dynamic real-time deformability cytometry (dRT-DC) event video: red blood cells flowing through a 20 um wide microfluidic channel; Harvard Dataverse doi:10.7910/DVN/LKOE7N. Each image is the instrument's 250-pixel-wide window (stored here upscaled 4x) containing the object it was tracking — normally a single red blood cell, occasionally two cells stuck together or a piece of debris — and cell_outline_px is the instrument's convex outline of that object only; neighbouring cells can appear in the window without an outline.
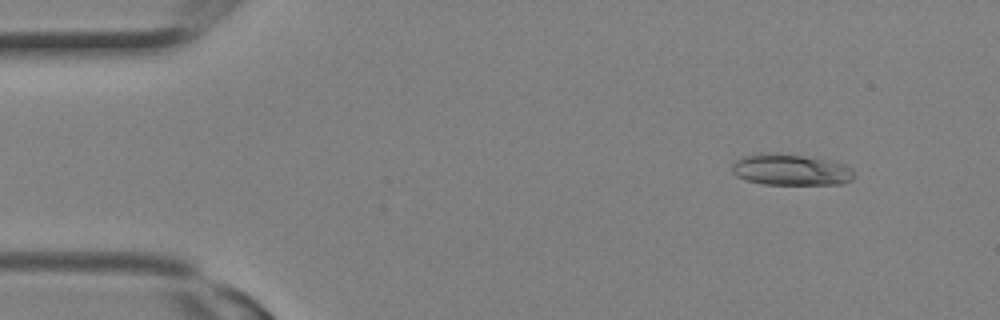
{"species": "Egyptian fruit bat (a non-hibernating species)", "species_latin": "Rousettus aegyptiacus", "temperature_condition": "room temperature", "stored_images_in_passage": 8, "camera_frame_rate_fps": 3000, "um_per_image_px": 0.085, "animal": {"sex": "female"}, "frame": {"image": 1, "passage_image": 3, "time_ms": 0.667, "image_size_px": [1000, 320], "cell_outline_px": [[852, 180], [844, 184], [764, 184], [744, 180], [736, 176], [732, 172], [732, 164], [736, 160], [744, 156], [756, 152], [780, 152], [804, 156], [844, 164], [852, 168]], "centroid_in_image_um": [67.15, 14.42], "position_along_channel_um": 17.9, "area_um2": 22.43}}
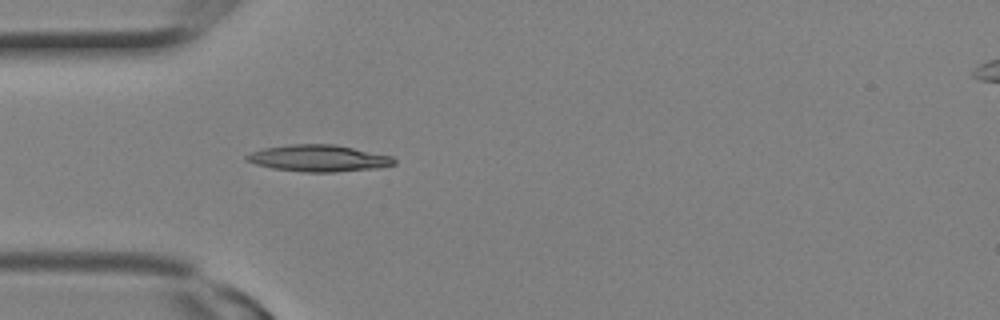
{"frame": {"image": 2, "passage_image": 8, "time_ms": 2.333, "image_size_px": [1000, 320], "cell_outline_px": [[396, 164], [376, 168], [336, 172], [304, 172], [272, 168], [256, 164], [244, 160], [244, 156], [252, 152], [264, 148], [292, 144], [332, 144], [392, 156], [396, 160]], "centroid_in_image_um": [27.06, 13.46], "position_along_channel_um": 57.9, "area_um2": 22.77}}